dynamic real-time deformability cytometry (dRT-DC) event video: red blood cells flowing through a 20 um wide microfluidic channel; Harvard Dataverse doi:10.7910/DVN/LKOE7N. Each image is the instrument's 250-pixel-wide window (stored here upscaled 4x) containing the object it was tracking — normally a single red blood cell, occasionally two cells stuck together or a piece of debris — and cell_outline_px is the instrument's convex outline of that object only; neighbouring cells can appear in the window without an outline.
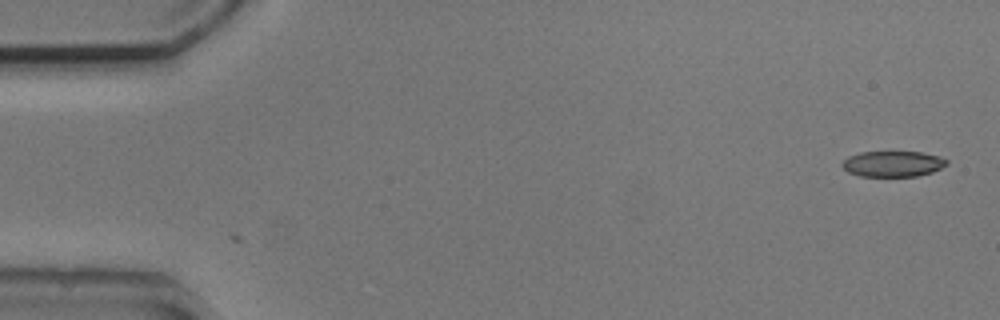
{"species": "common noctule bat (a hibernating species)", "species_latin": "Nyctalus noctula", "temperature_condition": "cold", "stored_images_in_passage": 2, "camera_frame_rate_fps": 3000, "um_per_image_px": 0.085, "animal": {"sex": "male", "body_mass_g": 20.5, "forearm_length_mm": 52.5}, "frame": {"image": 1, "passage_image": 2, "time_ms": 0.333, "image_size_px": [1000, 320], "cell_outline_px": [[948, 164], [932, 172], [916, 176], [860, 176], [848, 172], [840, 164], [848, 156], [860, 152], [920, 152], [940, 156], [948, 160]], "centroid_in_image_um": [75.89, 13.92], "position_along_channel_um": 9.1, "area_um2": 15.66}}